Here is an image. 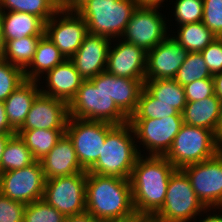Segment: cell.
Instances as JSON below:
<instances>
[{
  "label": "cell",
  "instance_id": "cell-1",
  "mask_svg": "<svg viewBox=\"0 0 222 222\" xmlns=\"http://www.w3.org/2000/svg\"><path fill=\"white\" fill-rule=\"evenodd\" d=\"M140 155L129 178L135 212L152 218L164 204L170 176L176 168L164 156Z\"/></svg>",
  "mask_w": 222,
  "mask_h": 222
},
{
  "label": "cell",
  "instance_id": "cell-2",
  "mask_svg": "<svg viewBox=\"0 0 222 222\" xmlns=\"http://www.w3.org/2000/svg\"><path fill=\"white\" fill-rule=\"evenodd\" d=\"M86 212L102 222L137 218L129 179L87 172Z\"/></svg>",
  "mask_w": 222,
  "mask_h": 222
},
{
  "label": "cell",
  "instance_id": "cell-3",
  "mask_svg": "<svg viewBox=\"0 0 222 222\" xmlns=\"http://www.w3.org/2000/svg\"><path fill=\"white\" fill-rule=\"evenodd\" d=\"M135 141V133L129 122L116 125L107 134L97 162L87 172L129 179L141 155Z\"/></svg>",
  "mask_w": 222,
  "mask_h": 222
},
{
  "label": "cell",
  "instance_id": "cell-4",
  "mask_svg": "<svg viewBox=\"0 0 222 222\" xmlns=\"http://www.w3.org/2000/svg\"><path fill=\"white\" fill-rule=\"evenodd\" d=\"M69 116L76 119L103 121L123 125L129 118L105 92L104 71L83 80L75 97L68 104Z\"/></svg>",
  "mask_w": 222,
  "mask_h": 222
},
{
  "label": "cell",
  "instance_id": "cell-5",
  "mask_svg": "<svg viewBox=\"0 0 222 222\" xmlns=\"http://www.w3.org/2000/svg\"><path fill=\"white\" fill-rule=\"evenodd\" d=\"M216 209L222 212V207H205L195 194L186 173L176 169L170 176L164 204L151 219L156 222H190L194 219L193 222H196L197 216L211 210L214 213Z\"/></svg>",
  "mask_w": 222,
  "mask_h": 222
},
{
  "label": "cell",
  "instance_id": "cell-6",
  "mask_svg": "<svg viewBox=\"0 0 222 222\" xmlns=\"http://www.w3.org/2000/svg\"><path fill=\"white\" fill-rule=\"evenodd\" d=\"M137 5L134 0H88L76 12L85 20L88 33L120 38Z\"/></svg>",
  "mask_w": 222,
  "mask_h": 222
},
{
  "label": "cell",
  "instance_id": "cell-7",
  "mask_svg": "<svg viewBox=\"0 0 222 222\" xmlns=\"http://www.w3.org/2000/svg\"><path fill=\"white\" fill-rule=\"evenodd\" d=\"M222 150L217 135L206 128L183 123L164 156L176 169L216 156Z\"/></svg>",
  "mask_w": 222,
  "mask_h": 222
},
{
  "label": "cell",
  "instance_id": "cell-8",
  "mask_svg": "<svg viewBox=\"0 0 222 222\" xmlns=\"http://www.w3.org/2000/svg\"><path fill=\"white\" fill-rule=\"evenodd\" d=\"M116 125L69 117L65 133L72 140L81 167L88 171L98 160L107 134Z\"/></svg>",
  "mask_w": 222,
  "mask_h": 222
},
{
  "label": "cell",
  "instance_id": "cell-9",
  "mask_svg": "<svg viewBox=\"0 0 222 222\" xmlns=\"http://www.w3.org/2000/svg\"><path fill=\"white\" fill-rule=\"evenodd\" d=\"M87 171L47 179L43 199L66 217L86 212Z\"/></svg>",
  "mask_w": 222,
  "mask_h": 222
},
{
  "label": "cell",
  "instance_id": "cell-10",
  "mask_svg": "<svg viewBox=\"0 0 222 222\" xmlns=\"http://www.w3.org/2000/svg\"><path fill=\"white\" fill-rule=\"evenodd\" d=\"M136 142L143 145L148 156H165L172 147L182 124V115H171L162 119H129ZM139 139V140H138Z\"/></svg>",
  "mask_w": 222,
  "mask_h": 222
},
{
  "label": "cell",
  "instance_id": "cell-11",
  "mask_svg": "<svg viewBox=\"0 0 222 222\" xmlns=\"http://www.w3.org/2000/svg\"><path fill=\"white\" fill-rule=\"evenodd\" d=\"M158 9L137 7L120 38L143 48L146 52L160 44L169 35V30L165 16Z\"/></svg>",
  "mask_w": 222,
  "mask_h": 222
},
{
  "label": "cell",
  "instance_id": "cell-12",
  "mask_svg": "<svg viewBox=\"0 0 222 222\" xmlns=\"http://www.w3.org/2000/svg\"><path fill=\"white\" fill-rule=\"evenodd\" d=\"M182 170L205 207H222V150L213 158L189 164Z\"/></svg>",
  "mask_w": 222,
  "mask_h": 222
},
{
  "label": "cell",
  "instance_id": "cell-13",
  "mask_svg": "<svg viewBox=\"0 0 222 222\" xmlns=\"http://www.w3.org/2000/svg\"><path fill=\"white\" fill-rule=\"evenodd\" d=\"M45 183L40 161L25 168L0 173V192L24 204L43 199Z\"/></svg>",
  "mask_w": 222,
  "mask_h": 222
},
{
  "label": "cell",
  "instance_id": "cell-14",
  "mask_svg": "<svg viewBox=\"0 0 222 222\" xmlns=\"http://www.w3.org/2000/svg\"><path fill=\"white\" fill-rule=\"evenodd\" d=\"M44 34L66 59H70L80 48L88 34V28L85 20L76 11L58 10L45 23Z\"/></svg>",
  "mask_w": 222,
  "mask_h": 222
},
{
  "label": "cell",
  "instance_id": "cell-15",
  "mask_svg": "<svg viewBox=\"0 0 222 222\" xmlns=\"http://www.w3.org/2000/svg\"><path fill=\"white\" fill-rule=\"evenodd\" d=\"M188 53L169 34L160 44L147 52L145 80L174 79Z\"/></svg>",
  "mask_w": 222,
  "mask_h": 222
},
{
  "label": "cell",
  "instance_id": "cell-16",
  "mask_svg": "<svg viewBox=\"0 0 222 222\" xmlns=\"http://www.w3.org/2000/svg\"><path fill=\"white\" fill-rule=\"evenodd\" d=\"M68 103L40 93L34 100L23 125L18 130H66Z\"/></svg>",
  "mask_w": 222,
  "mask_h": 222
},
{
  "label": "cell",
  "instance_id": "cell-17",
  "mask_svg": "<svg viewBox=\"0 0 222 222\" xmlns=\"http://www.w3.org/2000/svg\"><path fill=\"white\" fill-rule=\"evenodd\" d=\"M113 40L118 43L110 45L106 71L117 77L145 79L147 52L123 39Z\"/></svg>",
  "mask_w": 222,
  "mask_h": 222
},
{
  "label": "cell",
  "instance_id": "cell-18",
  "mask_svg": "<svg viewBox=\"0 0 222 222\" xmlns=\"http://www.w3.org/2000/svg\"><path fill=\"white\" fill-rule=\"evenodd\" d=\"M111 41L110 38L88 33L80 48L70 58L84 80L106 71Z\"/></svg>",
  "mask_w": 222,
  "mask_h": 222
},
{
  "label": "cell",
  "instance_id": "cell-19",
  "mask_svg": "<svg viewBox=\"0 0 222 222\" xmlns=\"http://www.w3.org/2000/svg\"><path fill=\"white\" fill-rule=\"evenodd\" d=\"M44 75L46 87L39 85L42 88H40L41 93L63 100L68 104L75 97L84 80L70 59H65Z\"/></svg>",
  "mask_w": 222,
  "mask_h": 222
},
{
  "label": "cell",
  "instance_id": "cell-20",
  "mask_svg": "<svg viewBox=\"0 0 222 222\" xmlns=\"http://www.w3.org/2000/svg\"><path fill=\"white\" fill-rule=\"evenodd\" d=\"M43 174L47 179L85 172L81 167L72 140L65 133L53 149L40 160Z\"/></svg>",
  "mask_w": 222,
  "mask_h": 222
},
{
  "label": "cell",
  "instance_id": "cell-21",
  "mask_svg": "<svg viewBox=\"0 0 222 222\" xmlns=\"http://www.w3.org/2000/svg\"><path fill=\"white\" fill-rule=\"evenodd\" d=\"M144 81L145 79L117 77L104 71L105 92L128 118L136 111Z\"/></svg>",
  "mask_w": 222,
  "mask_h": 222
},
{
  "label": "cell",
  "instance_id": "cell-22",
  "mask_svg": "<svg viewBox=\"0 0 222 222\" xmlns=\"http://www.w3.org/2000/svg\"><path fill=\"white\" fill-rule=\"evenodd\" d=\"M221 111L222 101L215 94L203 100L186 102L183 123L209 129L217 135Z\"/></svg>",
  "mask_w": 222,
  "mask_h": 222
},
{
  "label": "cell",
  "instance_id": "cell-23",
  "mask_svg": "<svg viewBox=\"0 0 222 222\" xmlns=\"http://www.w3.org/2000/svg\"><path fill=\"white\" fill-rule=\"evenodd\" d=\"M39 85V81L26 79L4 101L8 121L16 131L23 125L35 98L41 93Z\"/></svg>",
  "mask_w": 222,
  "mask_h": 222
},
{
  "label": "cell",
  "instance_id": "cell-24",
  "mask_svg": "<svg viewBox=\"0 0 222 222\" xmlns=\"http://www.w3.org/2000/svg\"><path fill=\"white\" fill-rule=\"evenodd\" d=\"M4 40L26 36H43L45 22L36 15L25 12H0Z\"/></svg>",
  "mask_w": 222,
  "mask_h": 222
},
{
  "label": "cell",
  "instance_id": "cell-25",
  "mask_svg": "<svg viewBox=\"0 0 222 222\" xmlns=\"http://www.w3.org/2000/svg\"><path fill=\"white\" fill-rule=\"evenodd\" d=\"M65 59L66 58L60 50L44 34L37 44L32 62L24 70L25 78L27 80H36L40 82L42 80L40 78H42L43 74L52 70Z\"/></svg>",
  "mask_w": 222,
  "mask_h": 222
},
{
  "label": "cell",
  "instance_id": "cell-26",
  "mask_svg": "<svg viewBox=\"0 0 222 222\" xmlns=\"http://www.w3.org/2000/svg\"><path fill=\"white\" fill-rule=\"evenodd\" d=\"M144 87L161 103L169 104L179 113H183L186 105L184 86L174 79L145 80Z\"/></svg>",
  "mask_w": 222,
  "mask_h": 222
},
{
  "label": "cell",
  "instance_id": "cell-27",
  "mask_svg": "<svg viewBox=\"0 0 222 222\" xmlns=\"http://www.w3.org/2000/svg\"><path fill=\"white\" fill-rule=\"evenodd\" d=\"M175 36L171 34L186 51L201 52L217 37L204 25V23H187L180 25Z\"/></svg>",
  "mask_w": 222,
  "mask_h": 222
},
{
  "label": "cell",
  "instance_id": "cell-28",
  "mask_svg": "<svg viewBox=\"0 0 222 222\" xmlns=\"http://www.w3.org/2000/svg\"><path fill=\"white\" fill-rule=\"evenodd\" d=\"M16 134L24 140L27 148L32 152L33 157L37 161H40L53 149L57 141L65 134V130H17Z\"/></svg>",
  "mask_w": 222,
  "mask_h": 222
},
{
  "label": "cell",
  "instance_id": "cell-29",
  "mask_svg": "<svg viewBox=\"0 0 222 222\" xmlns=\"http://www.w3.org/2000/svg\"><path fill=\"white\" fill-rule=\"evenodd\" d=\"M36 161L24 140L18 134H14L4 147L1 158V173L25 168Z\"/></svg>",
  "mask_w": 222,
  "mask_h": 222
},
{
  "label": "cell",
  "instance_id": "cell-30",
  "mask_svg": "<svg viewBox=\"0 0 222 222\" xmlns=\"http://www.w3.org/2000/svg\"><path fill=\"white\" fill-rule=\"evenodd\" d=\"M41 37L26 36L5 41V51L2 59L25 70L34 58Z\"/></svg>",
  "mask_w": 222,
  "mask_h": 222
},
{
  "label": "cell",
  "instance_id": "cell-31",
  "mask_svg": "<svg viewBox=\"0 0 222 222\" xmlns=\"http://www.w3.org/2000/svg\"><path fill=\"white\" fill-rule=\"evenodd\" d=\"M57 0H0V12H25L45 23L58 11Z\"/></svg>",
  "mask_w": 222,
  "mask_h": 222
},
{
  "label": "cell",
  "instance_id": "cell-32",
  "mask_svg": "<svg viewBox=\"0 0 222 222\" xmlns=\"http://www.w3.org/2000/svg\"><path fill=\"white\" fill-rule=\"evenodd\" d=\"M182 115L171 105L161 103L144 86L139 94L136 111L129 119H162Z\"/></svg>",
  "mask_w": 222,
  "mask_h": 222
},
{
  "label": "cell",
  "instance_id": "cell-33",
  "mask_svg": "<svg viewBox=\"0 0 222 222\" xmlns=\"http://www.w3.org/2000/svg\"><path fill=\"white\" fill-rule=\"evenodd\" d=\"M200 52H189L174 78L181 86L199 79H213Z\"/></svg>",
  "mask_w": 222,
  "mask_h": 222
},
{
  "label": "cell",
  "instance_id": "cell-34",
  "mask_svg": "<svg viewBox=\"0 0 222 222\" xmlns=\"http://www.w3.org/2000/svg\"><path fill=\"white\" fill-rule=\"evenodd\" d=\"M25 80L23 69L0 59V102H4Z\"/></svg>",
  "mask_w": 222,
  "mask_h": 222
},
{
  "label": "cell",
  "instance_id": "cell-35",
  "mask_svg": "<svg viewBox=\"0 0 222 222\" xmlns=\"http://www.w3.org/2000/svg\"><path fill=\"white\" fill-rule=\"evenodd\" d=\"M66 216L44 199L26 204L23 222H65Z\"/></svg>",
  "mask_w": 222,
  "mask_h": 222
},
{
  "label": "cell",
  "instance_id": "cell-36",
  "mask_svg": "<svg viewBox=\"0 0 222 222\" xmlns=\"http://www.w3.org/2000/svg\"><path fill=\"white\" fill-rule=\"evenodd\" d=\"M174 4L173 14L179 26L202 21L203 0H176Z\"/></svg>",
  "mask_w": 222,
  "mask_h": 222
},
{
  "label": "cell",
  "instance_id": "cell-37",
  "mask_svg": "<svg viewBox=\"0 0 222 222\" xmlns=\"http://www.w3.org/2000/svg\"><path fill=\"white\" fill-rule=\"evenodd\" d=\"M202 22L217 38H222V0H203Z\"/></svg>",
  "mask_w": 222,
  "mask_h": 222
},
{
  "label": "cell",
  "instance_id": "cell-38",
  "mask_svg": "<svg viewBox=\"0 0 222 222\" xmlns=\"http://www.w3.org/2000/svg\"><path fill=\"white\" fill-rule=\"evenodd\" d=\"M26 204L0 192V222H23Z\"/></svg>",
  "mask_w": 222,
  "mask_h": 222
},
{
  "label": "cell",
  "instance_id": "cell-39",
  "mask_svg": "<svg viewBox=\"0 0 222 222\" xmlns=\"http://www.w3.org/2000/svg\"><path fill=\"white\" fill-rule=\"evenodd\" d=\"M187 102L203 100L214 95L213 79H199L184 86Z\"/></svg>",
  "mask_w": 222,
  "mask_h": 222
},
{
  "label": "cell",
  "instance_id": "cell-40",
  "mask_svg": "<svg viewBox=\"0 0 222 222\" xmlns=\"http://www.w3.org/2000/svg\"><path fill=\"white\" fill-rule=\"evenodd\" d=\"M200 53L212 76L222 72V38H216Z\"/></svg>",
  "mask_w": 222,
  "mask_h": 222
},
{
  "label": "cell",
  "instance_id": "cell-41",
  "mask_svg": "<svg viewBox=\"0 0 222 222\" xmlns=\"http://www.w3.org/2000/svg\"><path fill=\"white\" fill-rule=\"evenodd\" d=\"M0 134L14 135L16 130L10 125L4 102H0Z\"/></svg>",
  "mask_w": 222,
  "mask_h": 222
},
{
  "label": "cell",
  "instance_id": "cell-42",
  "mask_svg": "<svg viewBox=\"0 0 222 222\" xmlns=\"http://www.w3.org/2000/svg\"><path fill=\"white\" fill-rule=\"evenodd\" d=\"M88 0H57L58 9L63 11H77Z\"/></svg>",
  "mask_w": 222,
  "mask_h": 222
},
{
  "label": "cell",
  "instance_id": "cell-43",
  "mask_svg": "<svg viewBox=\"0 0 222 222\" xmlns=\"http://www.w3.org/2000/svg\"><path fill=\"white\" fill-rule=\"evenodd\" d=\"M65 222H102V221L97 220L92 215L85 212L78 215L68 216L66 217Z\"/></svg>",
  "mask_w": 222,
  "mask_h": 222
},
{
  "label": "cell",
  "instance_id": "cell-44",
  "mask_svg": "<svg viewBox=\"0 0 222 222\" xmlns=\"http://www.w3.org/2000/svg\"><path fill=\"white\" fill-rule=\"evenodd\" d=\"M214 94L222 101V72L213 75Z\"/></svg>",
  "mask_w": 222,
  "mask_h": 222
},
{
  "label": "cell",
  "instance_id": "cell-45",
  "mask_svg": "<svg viewBox=\"0 0 222 222\" xmlns=\"http://www.w3.org/2000/svg\"><path fill=\"white\" fill-rule=\"evenodd\" d=\"M137 7H161L165 0H134Z\"/></svg>",
  "mask_w": 222,
  "mask_h": 222
},
{
  "label": "cell",
  "instance_id": "cell-46",
  "mask_svg": "<svg viewBox=\"0 0 222 222\" xmlns=\"http://www.w3.org/2000/svg\"><path fill=\"white\" fill-rule=\"evenodd\" d=\"M219 214V215H218ZM200 218L198 221L199 222H222V215L219 213H214L213 215L210 213H208V215L203 218Z\"/></svg>",
  "mask_w": 222,
  "mask_h": 222
},
{
  "label": "cell",
  "instance_id": "cell-47",
  "mask_svg": "<svg viewBox=\"0 0 222 222\" xmlns=\"http://www.w3.org/2000/svg\"><path fill=\"white\" fill-rule=\"evenodd\" d=\"M11 136L12 135L0 134V173H1V158L3 155L4 147Z\"/></svg>",
  "mask_w": 222,
  "mask_h": 222
},
{
  "label": "cell",
  "instance_id": "cell-48",
  "mask_svg": "<svg viewBox=\"0 0 222 222\" xmlns=\"http://www.w3.org/2000/svg\"><path fill=\"white\" fill-rule=\"evenodd\" d=\"M5 51V40L2 32L1 16H0V59L3 58Z\"/></svg>",
  "mask_w": 222,
  "mask_h": 222
},
{
  "label": "cell",
  "instance_id": "cell-49",
  "mask_svg": "<svg viewBox=\"0 0 222 222\" xmlns=\"http://www.w3.org/2000/svg\"><path fill=\"white\" fill-rule=\"evenodd\" d=\"M217 138H218L220 145L222 146V111H221V120H220V124L218 127Z\"/></svg>",
  "mask_w": 222,
  "mask_h": 222
},
{
  "label": "cell",
  "instance_id": "cell-50",
  "mask_svg": "<svg viewBox=\"0 0 222 222\" xmlns=\"http://www.w3.org/2000/svg\"><path fill=\"white\" fill-rule=\"evenodd\" d=\"M138 222H156L151 218H139L138 217Z\"/></svg>",
  "mask_w": 222,
  "mask_h": 222
},
{
  "label": "cell",
  "instance_id": "cell-51",
  "mask_svg": "<svg viewBox=\"0 0 222 222\" xmlns=\"http://www.w3.org/2000/svg\"><path fill=\"white\" fill-rule=\"evenodd\" d=\"M123 222H138V217L135 218V219H131V220H128V221H123Z\"/></svg>",
  "mask_w": 222,
  "mask_h": 222
}]
</instances>
